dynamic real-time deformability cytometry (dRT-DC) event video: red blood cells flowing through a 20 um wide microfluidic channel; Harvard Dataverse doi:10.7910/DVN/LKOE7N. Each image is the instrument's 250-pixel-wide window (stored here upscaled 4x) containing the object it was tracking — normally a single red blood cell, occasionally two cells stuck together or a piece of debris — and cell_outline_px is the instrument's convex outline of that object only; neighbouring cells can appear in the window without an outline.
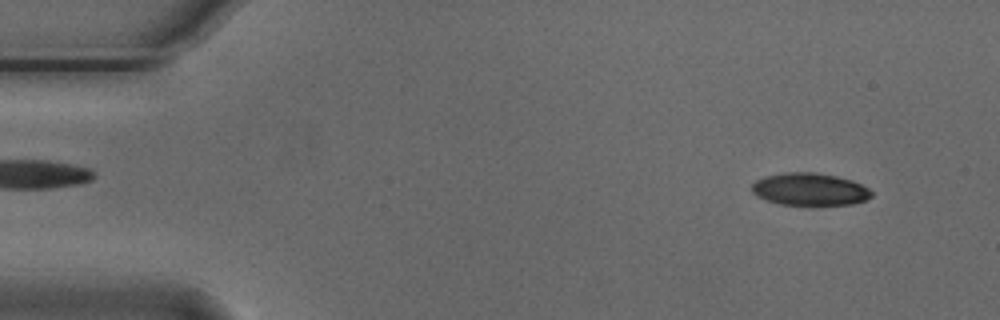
{"species": "Egyptian fruit bat (a non-hibernating species)", "species_latin": "Rousettus aegyptiacus", "temperature_condition": "cold", "stored_images_in_passage": 54, "camera_frame_rate_fps": 3000, "um_per_image_px": 0.085, "animal": {"sex": "male"}, "frame": {"image": 1, "passage_image": 4, "time_ms": 1.0, "image_size_px": [1000, 320], "cell_outline_px": [[872, 196], [864, 200], [852, 204], [780, 204], [756, 196], [752, 192], [752, 184], [756, 180], [764, 176], [784, 172], [816, 172], [836, 176], [852, 180], [868, 188], [872, 192]], "centroid_in_image_um": [68.81, 16.07], "position_along_channel_um": 16.2, "area_um2": 22.43}}
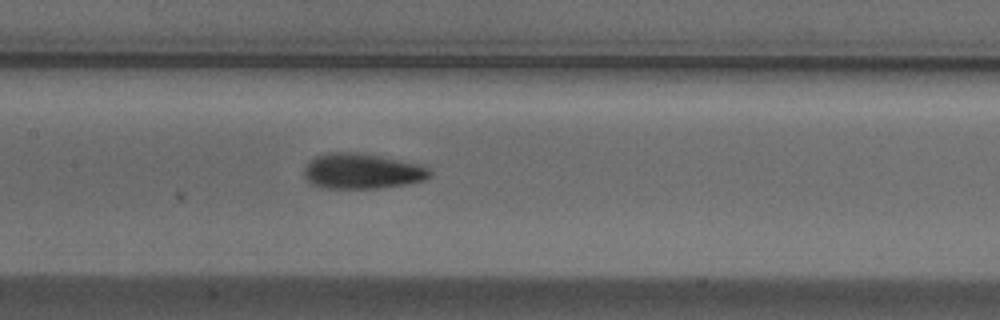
{"frame": {"image": 2, "passage_image": 25, "time_ms": 8.0, "image_size_px": [1000, 320], "cell_outline_px": [[432, 176], [424, 180], [404, 184], [380, 188], [320, 188], [312, 184], [304, 176], [304, 168], [316, 156], [324, 152], [356, 152], [380, 156], [424, 164], [432, 172]], "centroid_in_image_um": [30.8, 14.54], "position_along_channel_um": 176.6, "area_um2": 26.13}}
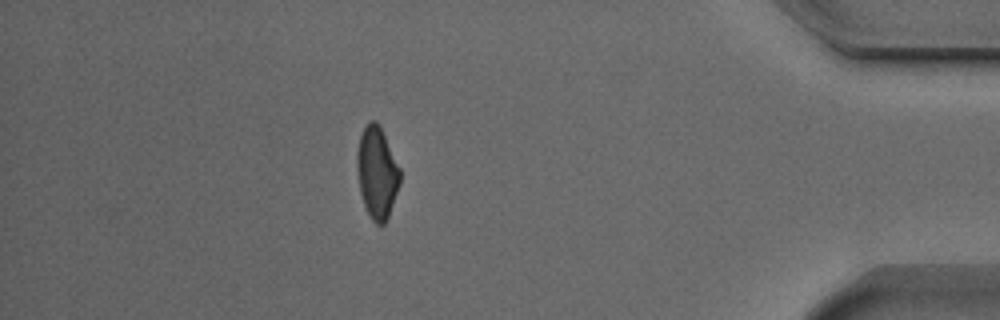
{"frame": {"image": 3, "passage_image": 47, "time_ms": 15.333, "image_size_px": [1000, 320], "cell_outline_px": [[400, 184], [388, 216], [384, 224], [376, 224], [372, 220], [364, 204], [360, 192], [356, 168], [356, 152], [360, 136], [368, 120], [376, 120], [380, 124], [400, 168]], "centroid_in_image_um": [32.03, 14.62], "position_along_channel_um": 403.2, "area_um2": 23.12}, "authors_computed_cell_mechanics": {"area_um2": 23.8425, "velocity_mm_per_s": 3.7345, "shape_relaxation_time_tau1_ms": 2.9377, "shape_relaxation_time_tau2_ms": 2.8048, "deformation_change_tau1": 0.122, "deformation_change_tau2": 0.0946}}